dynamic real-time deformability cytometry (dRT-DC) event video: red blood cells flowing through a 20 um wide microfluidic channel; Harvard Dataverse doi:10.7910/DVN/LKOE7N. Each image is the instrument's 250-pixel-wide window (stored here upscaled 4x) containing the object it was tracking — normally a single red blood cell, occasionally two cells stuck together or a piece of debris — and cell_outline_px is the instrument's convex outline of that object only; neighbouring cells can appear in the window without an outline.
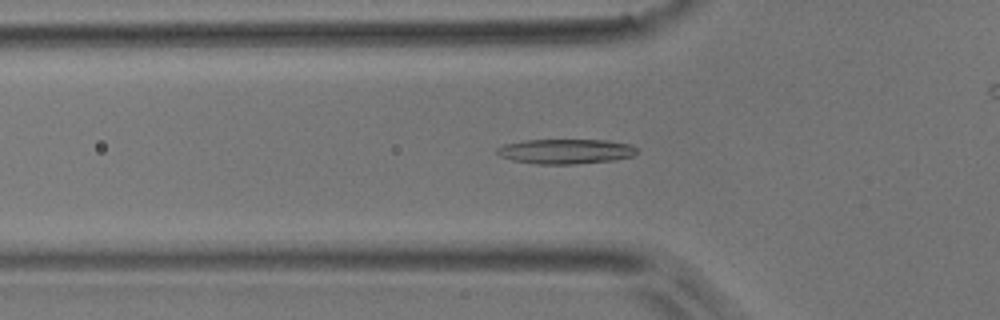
{"species": "common noctule bat (a hibernating species)", "species_latin": "Nyctalus noctula", "temperature_condition": "room temperature", "stored_images_in_passage": 36, "camera_frame_rate_fps": 3000, "um_per_image_px": 0.085, "animal": {"sex": "male", "body_mass_g": 17.9}, "frame": {"image": 1, "passage_image": 13, "time_ms": 4.0, "image_size_px": [1000, 320], "cell_outline_px": [[636, 152], [632, 156], [612, 160], [572, 164], [536, 164], [512, 160], [500, 156], [496, 152], [496, 148], [504, 144], [524, 140], [608, 140], [632, 144], [636, 148]], "centroid_in_image_um": [48.05, 12.86], "position_along_channel_um": 77.7, "area_um2": 20.23}}
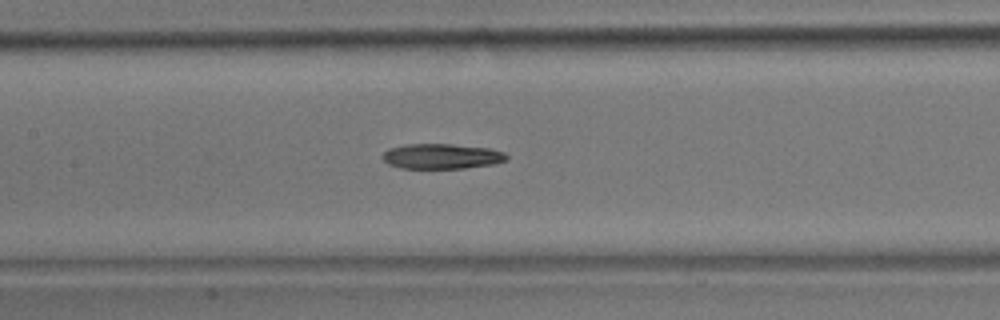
{"frame": {"image": 2, "passage_image": 20, "time_ms": 6.333, "image_size_px": [1000, 320], "cell_outline_px": [[508, 160], [492, 164], [464, 168], [400, 168], [388, 164], [384, 160], [384, 152], [388, 148], [408, 144], [452, 144], [488, 148], [504, 152], [508, 156]], "centroid_in_image_um": [37.55, 13.28], "position_along_channel_um": 169.8, "area_um2": 18.09}}
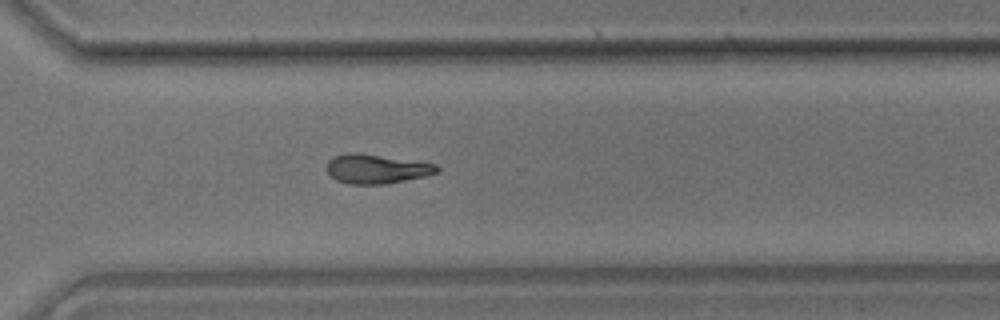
{"frame": {"image": 3, "passage_image": 33, "time_ms": 10.667, "image_size_px": [1000, 320], "cell_outline_px": [[440, 168], [436, 172], [428, 176], [384, 184], [348, 184], [336, 180], [324, 168], [328, 160], [332, 156], [352, 152], [436, 164]], "centroid_in_image_um": [31.95, 14.37], "position_along_channel_um": 338.7, "area_um2": 18.67}, "authors_computed_cell_mechanics": {"area_um2": 19.1318, "velocity_mm_per_s": 3.91, "shape_relaxation_time_tau1_ms": 8.145, "shape_relaxation_time_tau2_ms": null, "deformation_change_tau1": 0.1848, "deformation_change_tau2": null}}